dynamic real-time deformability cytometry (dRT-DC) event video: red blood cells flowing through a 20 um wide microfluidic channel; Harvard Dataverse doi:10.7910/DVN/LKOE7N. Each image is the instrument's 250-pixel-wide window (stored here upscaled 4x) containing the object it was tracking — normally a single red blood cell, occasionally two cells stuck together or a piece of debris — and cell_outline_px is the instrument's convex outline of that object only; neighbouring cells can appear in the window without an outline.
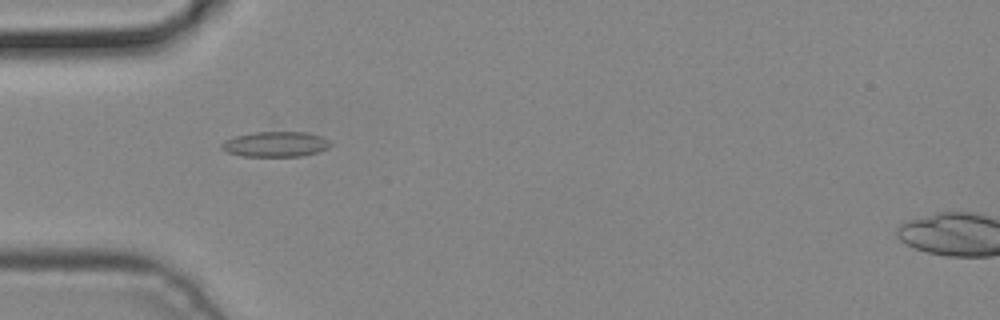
{"species": "common noctule bat (a hibernating species)", "species_latin": "Nyctalus noctula", "temperature_condition": "cold", "stored_images_in_passage": 6, "camera_frame_rate_fps": 3000, "um_per_image_px": 0.085, "animal": {"sex": "male", "body_mass_g": 19.2, "forearm_length_mm": 51.8}, "frame": {"image": 1, "passage_image": 4, "time_ms": 1.0, "image_size_px": [1000, 320], "cell_outline_px": [[332, 144], [328, 148], [316, 152], [300, 156], [240, 156], [228, 152], [220, 148], [220, 144], [224, 140], [272, 116], [276, 116], [324, 136]], "centroid_in_image_um": [23.4, 11.91], "position_along_channel_um": 61.6, "area_um2": 21.04}}
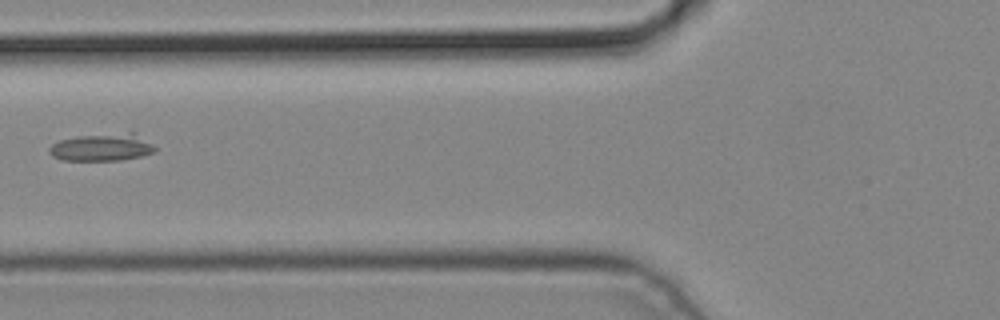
{"frame": {"image": 2, "passage_image": 5, "time_ms": 1.333, "image_size_px": [1000, 320], "cell_outline_px": [[156, 152], [140, 156], [120, 160], [64, 160], [52, 156], [48, 152], [48, 148], [52, 144], [60, 140], [76, 136], [128, 132], [136, 132], [152, 144], [156, 148]], "centroid_in_image_um": [8.68, 12.51], "position_along_channel_um": 117.1, "area_um2": 16.99}}
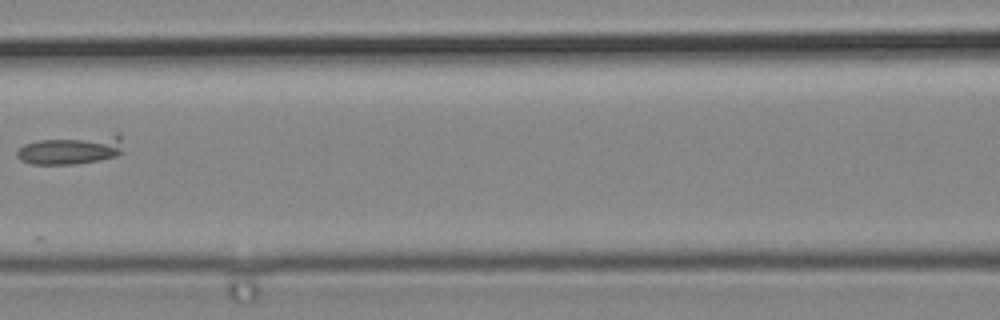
{"frame": {"image": 3, "passage_image": 6, "time_ms": 1.667, "image_size_px": [1000, 320], "cell_outline_px": [[124, 152], [116, 156], [100, 160], [72, 164], [32, 164], [20, 160], [16, 156], [16, 152], [24, 144], [40, 140], [116, 132], [120, 132]], "centroid_in_image_um": [6.13, 12.7], "position_along_channel_um": 160.5, "area_um2": 18.38}}